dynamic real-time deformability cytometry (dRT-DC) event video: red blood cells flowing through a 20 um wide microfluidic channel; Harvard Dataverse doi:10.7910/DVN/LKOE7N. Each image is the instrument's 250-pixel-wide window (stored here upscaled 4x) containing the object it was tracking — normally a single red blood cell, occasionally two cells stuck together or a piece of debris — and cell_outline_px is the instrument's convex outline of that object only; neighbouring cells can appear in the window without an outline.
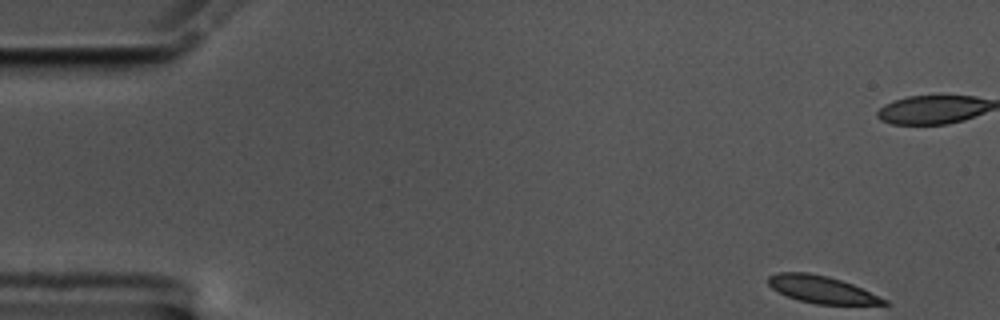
{"species": "common noctule bat (a hibernating species)", "species_latin": "Nyctalus noctula", "temperature_condition": "cold", "stored_images_in_passage": 14, "camera_frame_rate_fps": 3000, "um_per_image_px": 0.085, "animal": {"sex": "male", "body_mass_g": 17.5, "forearm_length_mm": 52.3}, "frame": {"image": 1, "passage_image": 1, "time_ms": 0.0, "image_size_px": [1000, 320], "cell_outline_px": [[892, 304], [816, 304], [800, 300], [788, 296], [772, 288], [768, 284], [768, 276], [776, 272], [808, 272], [828, 276], [852, 284], [888, 300]], "centroid_in_image_um": [69.83, 24.59], "position_along_channel_um": 15.2, "area_um2": 18.15}}